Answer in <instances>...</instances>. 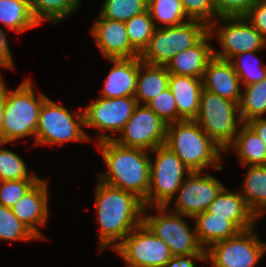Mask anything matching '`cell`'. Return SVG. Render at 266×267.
Segmentation results:
<instances>
[{"instance_id":"obj_1","label":"cell","mask_w":266,"mask_h":267,"mask_svg":"<svg viewBox=\"0 0 266 267\" xmlns=\"http://www.w3.org/2000/svg\"><path fill=\"white\" fill-rule=\"evenodd\" d=\"M99 224V250H113L143 222L144 203L130 191L109 186L100 180L95 187Z\"/></svg>"},{"instance_id":"obj_2","label":"cell","mask_w":266,"mask_h":267,"mask_svg":"<svg viewBox=\"0 0 266 267\" xmlns=\"http://www.w3.org/2000/svg\"><path fill=\"white\" fill-rule=\"evenodd\" d=\"M96 148L101 150L107 166V172L98 174V180L144 200L150 184L149 151L122 146L114 140L97 143Z\"/></svg>"},{"instance_id":"obj_3","label":"cell","mask_w":266,"mask_h":267,"mask_svg":"<svg viewBox=\"0 0 266 267\" xmlns=\"http://www.w3.org/2000/svg\"><path fill=\"white\" fill-rule=\"evenodd\" d=\"M167 146L191 172H204L207 167L219 171L224 150L217 145L195 120H182L167 125ZM222 151V152H221Z\"/></svg>"},{"instance_id":"obj_4","label":"cell","mask_w":266,"mask_h":267,"mask_svg":"<svg viewBox=\"0 0 266 267\" xmlns=\"http://www.w3.org/2000/svg\"><path fill=\"white\" fill-rule=\"evenodd\" d=\"M33 88L29 79L14 90L6 87L1 142L11 143L27 136H34L35 140L39 110L47 96L40 91L35 95Z\"/></svg>"},{"instance_id":"obj_5","label":"cell","mask_w":266,"mask_h":267,"mask_svg":"<svg viewBox=\"0 0 266 267\" xmlns=\"http://www.w3.org/2000/svg\"><path fill=\"white\" fill-rule=\"evenodd\" d=\"M150 152H155L156 158H150V184L143 203L145 207H168L191 171L165 145Z\"/></svg>"},{"instance_id":"obj_6","label":"cell","mask_w":266,"mask_h":267,"mask_svg":"<svg viewBox=\"0 0 266 267\" xmlns=\"http://www.w3.org/2000/svg\"><path fill=\"white\" fill-rule=\"evenodd\" d=\"M195 121L224 151L234 141L239 126L244 124L238 103L204 89L201 92L200 108Z\"/></svg>"},{"instance_id":"obj_7","label":"cell","mask_w":266,"mask_h":267,"mask_svg":"<svg viewBox=\"0 0 266 267\" xmlns=\"http://www.w3.org/2000/svg\"><path fill=\"white\" fill-rule=\"evenodd\" d=\"M83 127H85L84 112L80 111L75 116L67 108L47 97L39 110L35 145L91 141Z\"/></svg>"},{"instance_id":"obj_8","label":"cell","mask_w":266,"mask_h":267,"mask_svg":"<svg viewBox=\"0 0 266 267\" xmlns=\"http://www.w3.org/2000/svg\"><path fill=\"white\" fill-rule=\"evenodd\" d=\"M208 31L209 27L197 20L169 27L158 25L139 57L145 63L166 66L175 55L195 45Z\"/></svg>"},{"instance_id":"obj_9","label":"cell","mask_w":266,"mask_h":267,"mask_svg":"<svg viewBox=\"0 0 266 267\" xmlns=\"http://www.w3.org/2000/svg\"><path fill=\"white\" fill-rule=\"evenodd\" d=\"M149 208H144L143 222L169 247L173 256L206 255L197 239L195 225L192 230L182 218L185 215L168 212L167 207H152L157 209L158 215L146 216Z\"/></svg>"},{"instance_id":"obj_10","label":"cell","mask_w":266,"mask_h":267,"mask_svg":"<svg viewBox=\"0 0 266 267\" xmlns=\"http://www.w3.org/2000/svg\"><path fill=\"white\" fill-rule=\"evenodd\" d=\"M217 19L223 25L216 23ZM217 19L209 26L211 36L217 37L222 48H214L215 57L231 61L238 54L265 49L266 39L244 16Z\"/></svg>"},{"instance_id":"obj_11","label":"cell","mask_w":266,"mask_h":267,"mask_svg":"<svg viewBox=\"0 0 266 267\" xmlns=\"http://www.w3.org/2000/svg\"><path fill=\"white\" fill-rule=\"evenodd\" d=\"M254 229L212 244L205 262L212 267H255L266 252V241H261Z\"/></svg>"},{"instance_id":"obj_12","label":"cell","mask_w":266,"mask_h":267,"mask_svg":"<svg viewBox=\"0 0 266 267\" xmlns=\"http://www.w3.org/2000/svg\"><path fill=\"white\" fill-rule=\"evenodd\" d=\"M126 267H165L173 257L169 247L142 222L114 249Z\"/></svg>"},{"instance_id":"obj_13","label":"cell","mask_w":266,"mask_h":267,"mask_svg":"<svg viewBox=\"0 0 266 267\" xmlns=\"http://www.w3.org/2000/svg\"><path fill=\"white\" fill-rule=\"evenodd\" d=\"M137 105L134 96L97 97L94 102L83 108L85 127L103 131V133H98V143L114 140L113 135L120 134Z\"/></svg>"},{"instance_id":"obj_14","label":"cell","mask_w":266,"mask_h":267,"mask_svg":"<svg viewBox=\"0 0 266 267\" xmlns=\"http://www.w3.org/2000/svg\"><path fill=\"white\" fill-rule=\"evenodd\" d=\"M166 133L167 124L147 105L138 104L114 141L122 146L151 151L165 145Z\"/></svg>"},{"instance_id":"obj_15","label":"cell","mask_w":266,"mask_h":267,"mask_svg":"<svg viewBox=\"0 0 266 267\" xmlns=\"http://www.w3.org/2000/svg\"><path fill=\"white\" fill-rule=\"evenodd\" d=\"M202 173L191 172L185 178L171 211L193 218L207 210L225 186L215 176Z\"/></svg>"},{"instance_id":"obj_16","label":"cell","mask_w":266,"mask_h":267,"mask_svg":"<svg viewBox=\"0 0 266 267\" xmlns=\"http://www.w3.org/2000/svg\"><path fill=\"white\" fill-rule=\"evenodd\" d=\"M91 32L97 47L107 59L140 56L129 42L125 22L110 20L98 15Z\"/></svg>"},{"instance_id":"obj_17","label":"cell","mask_w":266,"mask_h":267,"mask_svg":"<svg viewBox=\"0 0 266 267\" xmlns=\"http://www.w3.org/2000/svg\"><path fill=\"white\" fill-rule=\"evenodd\" d=\"M48 182L40 179L12 208L13 214L39 239L42 235L40 226H45L49 216ZM39 225V227H37Z\"/></svg>"},{"instance_id":"obj_18","label":"cell","mask_w":266,"mask_h":267,"mask_svg":"<svg viewBox=\"0 0 266 267\" xmlns=\"http://www.w3.org/2000/svg\"><path fill=\"white\" fill-rule=\"evenodd\" d=\"M202 83L204 90L239 104L241 82L230 60L214 56L204 70Z\"/></svg>"},{"instance_id":"obj_19","label":"cell","mask_w":266,"mask_h":267,"mask_svg":"<svg viewBox=\"0 0 266 267\" xmlns=\"http://www.w3.org/2000/svg\"><path fill=\"white\" fill-rule=\"evenodd\" d=\"M213 37L208 31L195 45L175 55L166 65L170 74L202 78L209 61L214 57Z\"/></svg>"},{"instance_id":"obj_20","label":"cell","mask_w":266,"mask_h":267,"mask_svg":"<svg viewBox=\"0 0 266 267\" xmlns=\"http://www.w3.org/2000/svg\"><path fill=\"white\" fill-rule=\"evenodd\" d=\"M213 216L226 217L232 221L241 231L256 227L259 220L248 207L240 192H230L226 186L217 195L215 200L207 208Z\"/></svg>"},{"instance_id":"obj_21","label":"cell","mask_w":266,"mask_h":267,"mask_svg":"<svg viewBox=\"0 0 266 267\" xmlns=\"http://www.w3.org/2000/svg\"><path fill=\"white\" fill-rule=\"evenodd\" d=\"M113 67L106 77L100 97L119 98L135 96L139 57L108 59Z\"/></svg>"},{"instance_id":"obj_22","label":"cell","mask_w":266,"mask_h":267,"mask_svg":"<svg viewBox=\"0 0 266 267\" xmlns=\"http://www.w3.org/2000/svg\"><path fill=\"white\" fill-rule=\"evenodd\" d=\"M168 88L175 98L178 122L195 120L200 108L202 78L170 74Z\"/></svg>"},{"instance_id":"obj_23","label":"cell","mask_w":266,"mask_h":267,"mask_svg":"<svg viewBox=\"0 0 266 267\" xmlns=\"http://www.w3.org/2000/svg\"><path fill=\"white\" fill-rule=\"evenodd\" d=\"M197 239L207 250L212 244L235 237L241 230L226 217L213 216L207 210L197 213L194 217Z\"/></svg>"},{"instance_id":"obj_24","label":"cell","mask_w":266,"mask_h":267,"mask_svg":"<svg viewBox=\"0 0 266 267\" xmlns=\"http://www.w3.org/2000/svg\"><path fill=\"white\" fill-rule=\"evenodd\" d=\"M169 76L165 65H153L143 62L139 57V69L136 82L135 99L138 104L146 105L165 91L169 85Z\"/></svg>"},{"instance_id":"obj_25","label":"cell","mask_w":266,"mask_h":267,"mask_svg":"<svg viewBox=\"0 0 266 267\" xmlns=\"http://www.w3.org/2000/svg\"><path fill=\"white\" fill-rule=\"evenodd\" d=\"M232 147L242 166L266 165V144L246 123L240 127L224 153Z\"/></svg>"},{"instance_id":"obj_26","label":"cell","mask_w":266,"mask_h":267,"mask_svg":"<svg viewBox=\"0 0 266 267\" xmlns=\"http://www.w3.org/2000/svg\"><path fill=\"white\" fill-rule=\"evenodd\" d=\"M240 195L260 218L266 213V165L248 166Z\"/></svg>"},{"instance_id":"obj_27","label":"cell","mask_w":266,"mask_h":267,"mask_svg":"<svg viewBox=\"0 0 266 267\" xmlns=\"http://www.w3.org/2000/svg\"><path fill=\"white\" fill-rule=\"evenodd\" d=\"M0 21L17 33L39 26L31 12L29 0H0Z\"/></svg>"},{"instance_id":"obj_28","label":"cell","mask_w":266,"mask_h":267,"mask_svg":"<svg viewBox=\"0 0 266 267\" xmlns=\"http://www.w3.org/2000/svg\"><path fill=\"white\" fill-rule=\"evenodd\" d=\"M81 0H29L33 17L40 25L47 20L54 25L63 22L72 12L78 10Z\"/></svg>"},{"instance_id":"obj_29","label":"cell","mask_w":266,"mask_h":267,"mask_svg":"<svg viewBox=\"0 0 266 267\" xmlns=\"http://www.w3.org/2000/svg\"><path fill=\"white\" fill-rule=\"evenodd\" d=\"M238 104L243 123L254 118H263L266 113V78L244 86Z\"/></svg>"},{"instance_id":"obj_30","label":"cell","mask_w":266,"mask_h":267,"mask_svg":"<svg viewBox=\"0 0 266 267\" xmlns=\"http://www.w3.org/2000/svg\"><path fill=\"white\" fill-rule=\"evenodd\" d=\"M147 9L156 28H158L156 23H162V27H169L190 20L183 9L181 0H148Z\"/></svg>"},{"instance_id":"obj_31","label":"cell","mask_w":266,"mask_h":267,"mask_svg":"<svg viewBox=\"0 0 266 267\" xmlns=\"http://www.w3.org/2000/svg\"><path fill=\"white\" fill-rule=\"evenodd\" d=\"M125 27L131 46L141 54L148 46L149 40L156 30L148 9L127 20Z\"/></svg>"},{"instance_id":"obj_32","label":"cell","mask_w":266,"mask_h":267,"mask_svg":"<svg viewBox=\"0 0 266 267\" xmlns=\"http://www.w3.org/2000/svg\"><path fill=\"white\" fill-rule=\"evenodd\" d=\"M148 0H104L99 15L110 20L126 22L145 12Z\"/></svg>"},{"instance_id":"obj_33","label":"cell","mask_w":266,"mask_h":267,"mask_svg":"<svg viewBox=\"0 0 266 267\" xmlns=\"http://www.w3.org/2000/svg\"><path fill=\"white\" fill-rule=\"evenodd\" d=\"M6 143L0 142V181L21 179H41L34 172L30 174L25 161L16 153L2 148Z\"/></svg>"},{"instance_id":"obj_34","label":"cell","mask_w":266,"mask_h":267,"mask_svg":"<svg viewBox=\"0 0 266 267\" xmlns=\"http://www.w3.org/2000/svg\"><path fill=\"white\" fill-rule=\"evenodd\" d=\"M39 239L14 214L11 208L0 205V241H28Z\"/></svg>"},{"instance_id":"obj_35","label":"cell","mask_w":266,"mask_h":267,"mask_svg":"<svg viewBox=\"0 0 266 267\" xmlns=\"http://www.w3.org/2000/svg\"><path fill=\"white\" fill-rule=\"evenodd\" d=\"M259 51L260 50H254V51L241 53V54L236 55L231 60L234 66L235 72L237 73L240 79V82L242 83L241 85L243 87L246 85H251L253 83L260 82L262 79L266 78V64L259 61V59L256 56V53H258ZM252 56L256 57V59L258 60L259 64L257 63V66L256 64L253 66L252 63L254 62L250 61L251 59L250 57Z\"/></svg>"},{"instance_id":"obj_36","label":"cell","mask_w":266,"mask_h":267,"mask_svg":"<svg viewBox=\"0 0 266 267\" xmlns=\"http://www.w3.org/2000/svg\"><path fill=\"white\" fill-rule=\"evenodd\" d=\"M39 180L0 181V205L12 208Z\"/></svg>"},{"instance_id":"obj_37","label":"cell","mask_w":266,"mask_h":267,"mask_svg":"<svg viewBox=\"0 0 266 267\" xmlns=\"http://www.w3.org/2000/svg\"><path fill=\"white\" fill-rule=\"evenodd\" d=\"M167 125L178 122L175 98L169 88L146 104Z\"/></svg>"},{"instance_id":"obj_38","label":"cell","mask_w":266,"mask_h":267,"mask_svg":"<svg viewBox=\"0 0 266 267\" xmlns=\"http://www.w3.org/2000/svg\"><path fill=\"white\" fill-rule=\"evenodd\" d=\"M181 3L190 20L204 22L209 27L218 18L214 0H181Z\"/></svg>"},{"instance_id":"obj_39","label":"cell","mask_w":266,"mask_h":267,"mask_svg":"<svg viewBox=\"0 0 266 267\" xmlns=\"http://www.w3.org/2000/svg\"><path fill=\"white\" fill-rule=\"evenodd\" d=\"M257 0H214L218 17L245 16Z\"/></svg>"},{"instance_id":"obj_40","label":"cell","mask_w":266,"mask_h":267,"mask_svg":"<svg viewBox=\"0 0 266 267\" xmlns=\"http://www.w3.org/2000/svg\"><path fill=\"white\" fill-rule=\"evenodd\" d=\"M244 17L266 39V0H257Z\"/></svg>"},{"instance_id":"obj_41","label":"cell","mask_w":266,"mask_h":267,"mask_svg":"<svg viewBox=\"0 0 266 267\" xmlns=\"http://www.w3.org/2000/svg\"><path fill=\"white\" fill-rule=\"evenodd\" d=\"M0 66L3 68L13 69L14 62L12 53L8 44L6 33L3 28L0 27Z\"/></svg>"},{"instance_id":"obj_42","label":"cell","mask_w":266,"mask_h":267,"mask_svg":"<svg viewBox=\"0 0 266 267\" xmlns=\"http://www.w3.org/2000/svg\"><path fill=\"white\" fill-rule=\"evenodd\" d=\"M194 259L206 261V255H175L165 267H196Z\"/></svg>"},{"instance_id":"obj_43","label":"cell","mask_w":266,"mask_h":267,"mask_svg":"<svg viewBox=\"0 0 266 267\" xmlns=\"http://www.w3.org/2000/svg\"><path fill=\"white\" fill-rule=\"evenodd\" d=\"M246 124L263 140L266 144V117L254 118Z\"/></svg>"},{"instance_id":"obj_44","label":"cell","mask_w":266,"mask_h":267,"mask_svg":"<svg viewBox=\"0 0 266 267\" xmlns=\"http://www.w3.org/2000/svg\"><path fill=\"white\" fill-rule=\"evenodd\" d=\"M1 75L2 74H0V142H1L3 116H4L5 103H6V85Z\"/></svg>"}]
</instances>
